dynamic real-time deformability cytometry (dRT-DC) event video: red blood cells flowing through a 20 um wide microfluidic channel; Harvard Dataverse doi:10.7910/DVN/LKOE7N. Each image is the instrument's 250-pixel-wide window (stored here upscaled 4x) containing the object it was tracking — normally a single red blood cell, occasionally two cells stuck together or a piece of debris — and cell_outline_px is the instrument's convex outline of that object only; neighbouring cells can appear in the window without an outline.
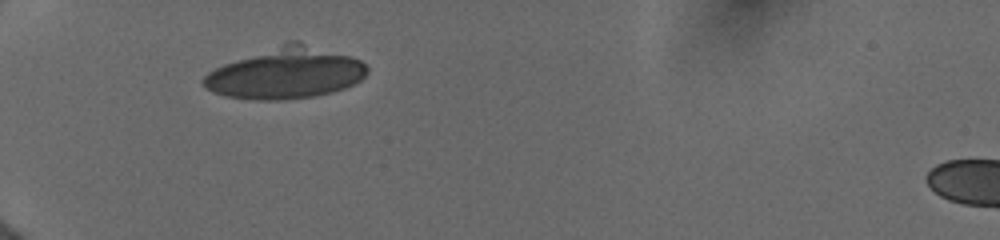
{"species": "human", "species_latin": "Homo sapiens", "temperature_condition": "cold", "stored_images_in_passage": 20, "camera_frame_rate_fps": 3000, "um_per_image_px": 0.085, "donor": {"sex": "female"}, "frame": {"image": 1, "passage_image": 1, "time_ms": 0.0, "image_size_px": [1000, 240], "cell_outline_px": [[368, 72], [360, 80], [344, 88], [332, 92], [316, 96], [276, 100], [260, 100], [228, 96], [212, 92], [204, 88], [200, 84], [200, 80], [208, 72], [224, 64], [288, 40], [300, 40], [352, 56], [360, 60], [368, 68]], "centroid_in_image_um": [24.28, 6.2], "position_along_channel_um": 60.7, "area_um2": 49.01}}
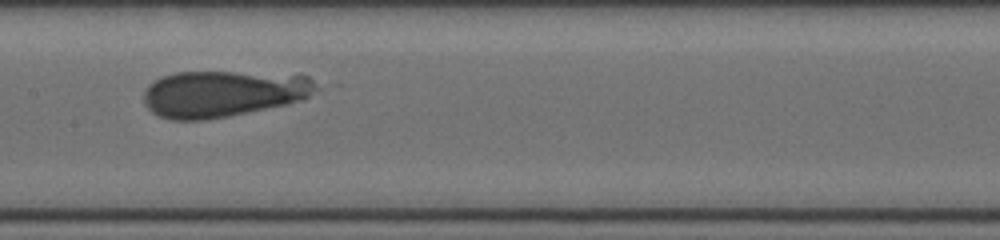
{"frame": {"image": 2, "passage_image": 8, "time_ms": 3.667, "image_size_px": [1000, 240], "cell_outline_px": [[320, 88], [304, 100], [288, 104], [228, 116], [204, 120], [172, 120], [160, 116], [152, 112], [144, 104], [144, 88], [152, 80], [160, 76], [176, 72], [300, 72], [308, 76]], "centroid_in_image_um": [19.02, 7.93], "position_along_channel_um": 188.4, "area_um2": 47.8}}
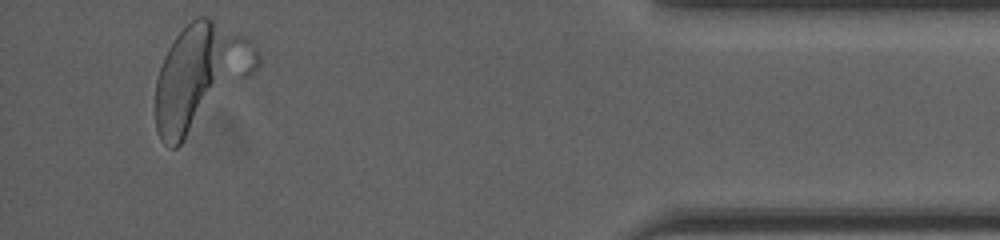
{"frame": {"image": 3, "passage_image": 20, "time_ms": 10.667, "image_size_px": [1000, 240], "cell_outline_px": [[260, 64], [176, 148], [168, 148], [160, 140], [156, 128], [156, 80], [164, 56], [168, 48], [176, 36], [192, 20], [200, 16], [208, 16], [252, 40], [256, 44], [260, 56]], "centroid_in_image_um": [16.98, 6.46], "position_along_channel_um": 418.2, "area_um2": 60.46}}